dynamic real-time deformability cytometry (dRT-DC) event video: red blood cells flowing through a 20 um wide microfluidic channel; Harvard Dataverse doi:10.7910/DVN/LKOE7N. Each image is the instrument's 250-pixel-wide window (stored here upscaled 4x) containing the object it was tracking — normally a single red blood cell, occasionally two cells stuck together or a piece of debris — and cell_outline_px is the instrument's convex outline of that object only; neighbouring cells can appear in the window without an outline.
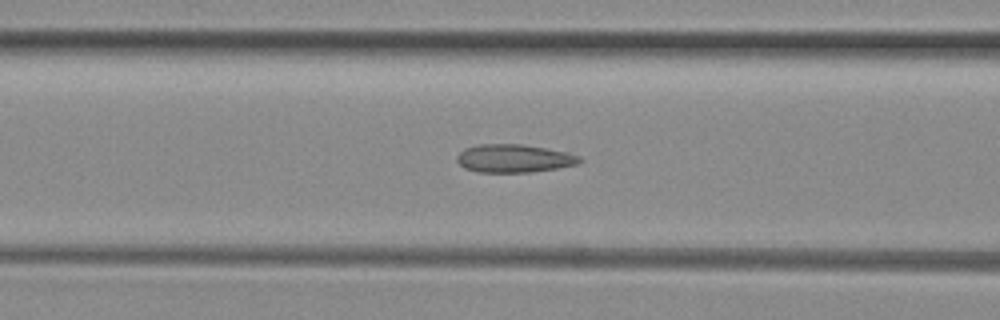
{"species": "common noctule bat (a hibernating species)", "species_latin": "Nyctalus noctula", "temperature_condition": "room temperature", "stored_images_in_passage": 41, "camera_frame_rate_fps": 3000, "um_per_image_px": 0.085, "animal": {"sex": "female", "body_mass_g": 29.2, "forearm_length_mm": 56.3}, "frame": {"image": 1, "passage_image": 20, "time_ms": 6.333, "image_size_px": [1000, 320], "cell_outline_px": [[584, 160], [576, 164], [556, 168], [532, 172], [480, 172], [464, 168], [456, 160], [456, 156], [464, 148], [480, 144], [520, 144], [544, 148], [564, 152], [580, 156]], "centroid_in_image_um": [43.66, 13.46], "position_along_channel_um": 122.9, "area_um2": 19.94}}
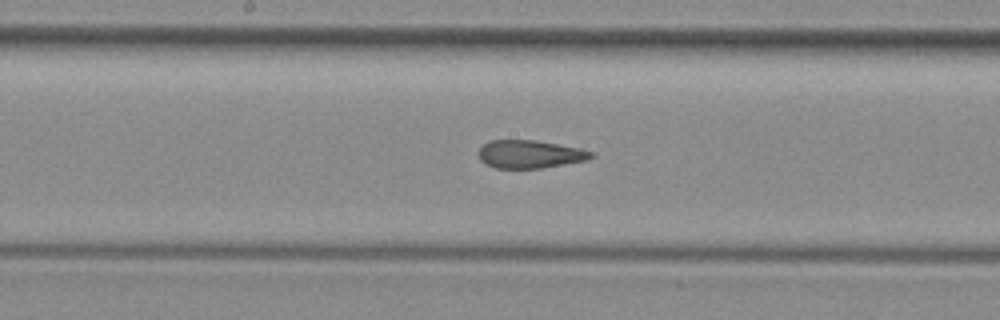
{"frame": {"image": 2, "passage_image": 26, "time_ms": 8.333, "image_size_px": [1000, 320], "cell_outline_px": [[596, 156], [588, 160], [540, 168], [496, 168], [484, 164], [480, 160], [480, 148], [488, 140], [536, 140], [580, 148], [596, 152]], "centroid_in_image_um": [45.08, 13.1], "position_along_channel_um": 203.1, "area_um2": 18.5}}
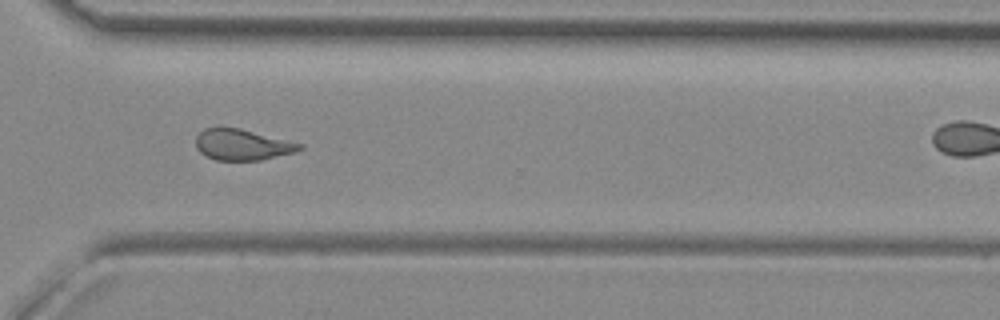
{"frame": {"image": 3, "passage_image": 37, "time_ms": 12.0, "image_size_px": [1000, 320], "cell_outline_px": [[304, 148], [296, 152], [260, 160], [216, 160], [200, 152], [196, 148], [196, 136], [204, 128], [240, 128], [304, 144]], "centroid_in_image_um": [20.62, 12.3], "position_along_channel_um": 350.0, "area_um2": 18.67}}